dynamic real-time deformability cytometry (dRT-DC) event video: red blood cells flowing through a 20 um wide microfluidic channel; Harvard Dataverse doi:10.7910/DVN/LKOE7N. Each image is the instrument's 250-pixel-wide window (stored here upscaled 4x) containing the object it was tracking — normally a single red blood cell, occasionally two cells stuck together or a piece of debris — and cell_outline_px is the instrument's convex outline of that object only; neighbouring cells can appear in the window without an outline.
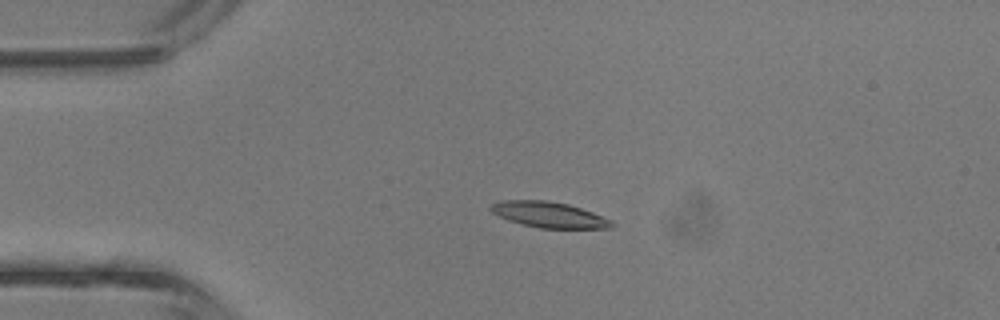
{"species": "common noctule bat (a hibernating species)", "species_latin": "Nyctalus noctula", "temperature_condition": "room temperature", "stored_images_in_passage": 41, "camera_frame_rate_fps": 3000, "um_per_image_px": 0.085, "animal": {"sex": "male", "body_mass_g": 13.3}, "frame": {"image": 1, "passage_image": 9, "time_ms": 2.667, "image_size_px": [1000, 320], "cell_outline_px": [[616, 224], [612, 228], [540, 228], [508, 220], [492, 212], [488, 208], [492, 204], [500, 200], [544, 200], [568, 204], [592, 212], [612, 220]], "centroid_in_image_um": [46.68, 18.25], "position_along_channel_um": 38.3, "area_um2": 18.03}}
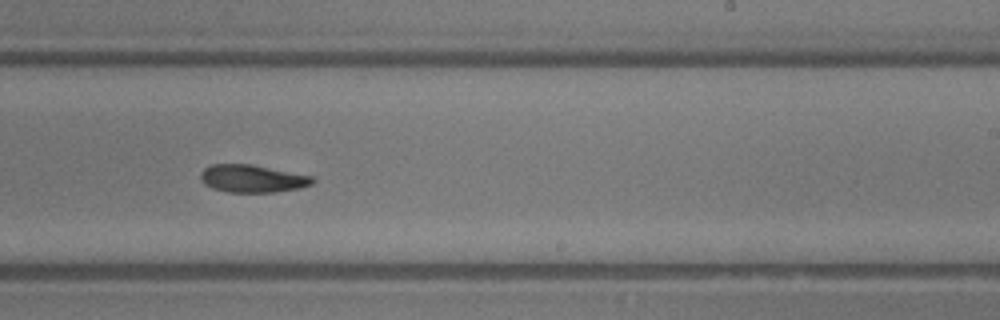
{"frame": {"image": 2, "passage_image": 25, "time_ms": 8.0, "image_size_px": [1000, 320], "cell_outline_px": [[316, 180], [312, 184], [300, 188], [276, 192], [228, 192], [212, 188], [204, 184], [200, 180], [200, 172], [204, 168], [212, 164], [252, 164], [312, 176]], "centroid_in_image_um": [21.44, 15.18], "position_along_channel_um": 267.6, "area_um2": 18.15}}
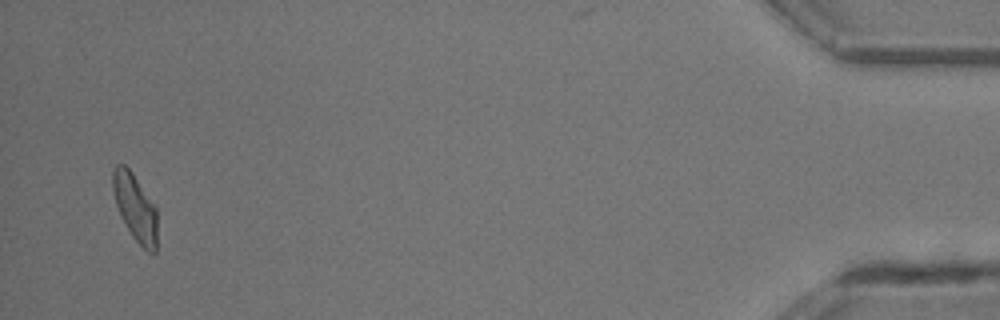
{"frame": {"image": 3, "passage_image": 40, "time_ms": 13.0, "image_size_px": [1000, 320], "cell_outline_px": [[156, 252], [148, 252], [132, 236], [116, 204], [112, 192], [112, 172], [116, 164], [124, 164], [132, 172], [156, 204]], "centroid_in_image_um": [11.49, 17.58], "position_along_channel_um": 423.7, "area_um2": 17.28}, "authors_computed_cell_mechanics": {"area_um2": 18.0336, "velocity_mm_per_s": 4.9014, "shape_relaxation_time_tau1_ms": 4.2013, "shape_relaxation_time_tau2_ms": 8.6221, "deformation_change_tau1": 0.1418, "deformation_change_tau2": 0.1716}}